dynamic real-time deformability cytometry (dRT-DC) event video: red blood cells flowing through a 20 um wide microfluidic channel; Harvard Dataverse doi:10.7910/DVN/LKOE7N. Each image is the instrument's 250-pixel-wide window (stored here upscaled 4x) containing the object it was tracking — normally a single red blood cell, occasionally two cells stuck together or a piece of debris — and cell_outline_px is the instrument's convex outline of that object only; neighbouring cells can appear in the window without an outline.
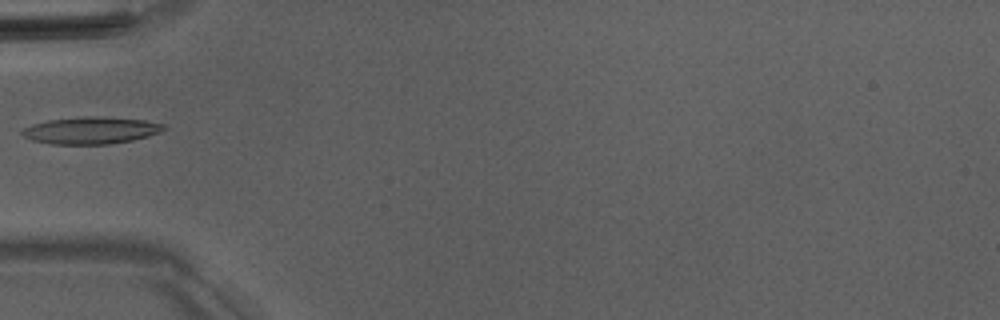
{"species": "Egyptian fruit bat (a non-hibernating species)", "species_latin": "Rousettus aegyptiacus", "temperature_condition": "room temperature", "stored_images_in_passage": 28, "camera_frame_rate_fps": 3000, "um_per_image_px": 0.085, "animal": {"sex": "male"}, "frame": {"image": 1, "passage_image": 1, "time_ms": 0.0, "image_size_px": [1000, 320], "cell_outline_px": [[168, 128], [160, 132], [148, 136], [132, 140], [108, 144], [52, 144], [32, 140], [24, 136], [20, 132], [24, 128], [32, 124], [48, 120], [84, 116], [100, 116], [144, 120], [164, 124]], "centroid_in_image_um": [7.74, 11.08], "position_along_channel_um": 77.3, "area_um2": 22.31}}
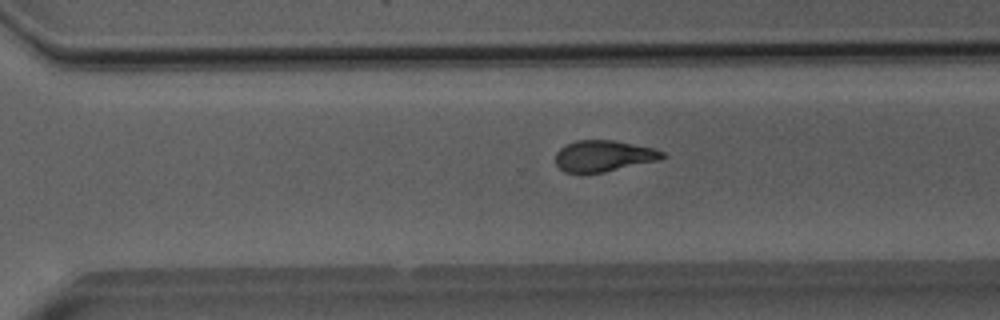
{"frame": {"image": 2, "passage_image": 19, "time_ms": 6.0, "image_size_px": [1000, 320], "cell_outline_px": [[668, 156], [660, 160], [604, 172], [564, 172], [556, 164], [556, 152], [564, 144], [576, 140], [612, 140], [656, 148], [664, 152]], "centroid_in_image_um": [51.34, 13.24], "position_along_channel_um": 319.3, "area_um2": 19.54}}
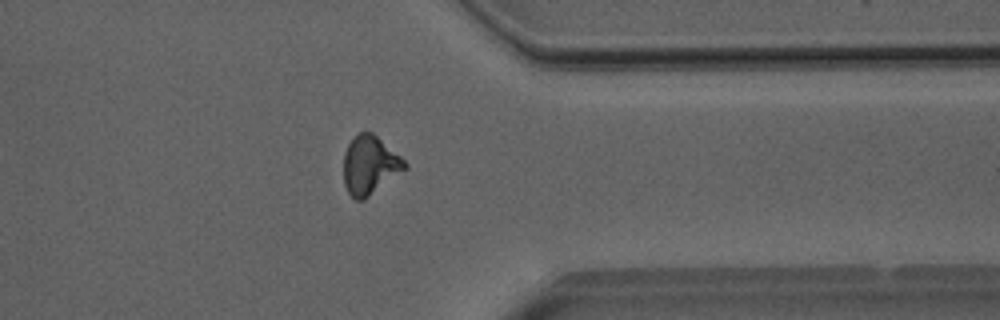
{"frame": {"image": 3, "passage_image": 24, "time_ms": 7.667, "image_size_px": [1000, 320], "cell_outline_px": [[408, 168], [364, 200], [356, 200], [348, 192], [344, 184], [344, 152], [348, 144], [360, 132], [372, 132], [400, 156], [408, 164]], "centroid_in_image_um": [31.44, 14.06], "position_along_channel_um": 380.0, "area_um2": 20.75}}